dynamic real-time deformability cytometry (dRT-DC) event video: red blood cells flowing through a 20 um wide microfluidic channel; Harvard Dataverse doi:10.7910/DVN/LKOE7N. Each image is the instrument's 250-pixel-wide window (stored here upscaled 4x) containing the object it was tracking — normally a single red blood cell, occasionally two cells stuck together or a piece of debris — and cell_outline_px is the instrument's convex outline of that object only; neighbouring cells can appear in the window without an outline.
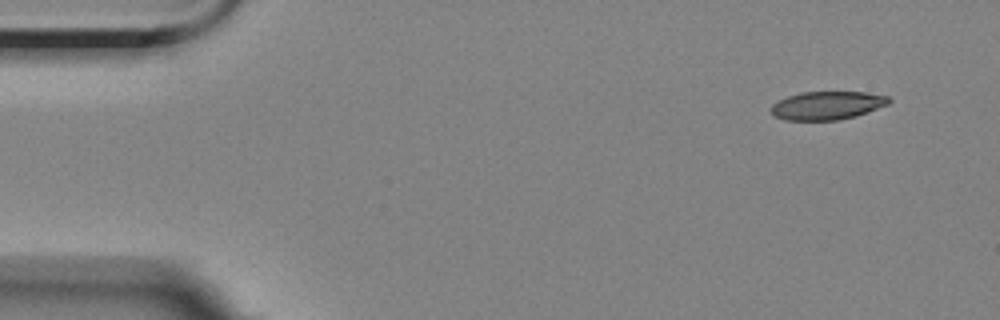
{"species": "Egyptian fruit bat (a non-hibernating species)", "species_latin": "Rousettus aegyptiacus", "temperature_condition": "room temperature", "stored_images_in_passage": 6, "camera_frame_rate_fps": 3000, "um_per_image_px": 0.085, "animal": {"sex": "female"}, "frame": {"image": 1, "passage_image": 1, "time_ms": 0.0, "image_size_px": [1000, 320], "cell_outline_px": [[892, 100], [888, 104], [856, 116], [840, 120], [784, 120], [772, 116], [772, 104], [776, 100], [800, 92], [864, 92], [888, 96]], "centroid_in_image_um": [70.28, 8.96], "position_along_channel_um": 14.7, "area_um2": 19.54}}
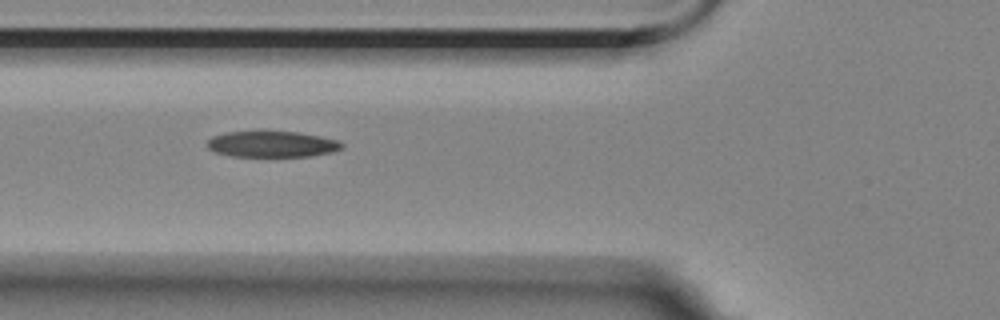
{"frame": {"image": 2, "passage_image": 3, "time_ms": 5.333, "image_size_px": [1000, 320], "cell_outline_px": [[344, 148], [332, 152], [312, 156], [232, 156], [216, 152], [208, 148], [208, 140], [212, 136], [224, 132], [260, 128], [264, 128], [300, 132], [340, 140], [344, 144]], "centroid_in_image_um": [23.13, 12.19], "position_along_channel_um": 102.7, "area_um2": 21.56}}
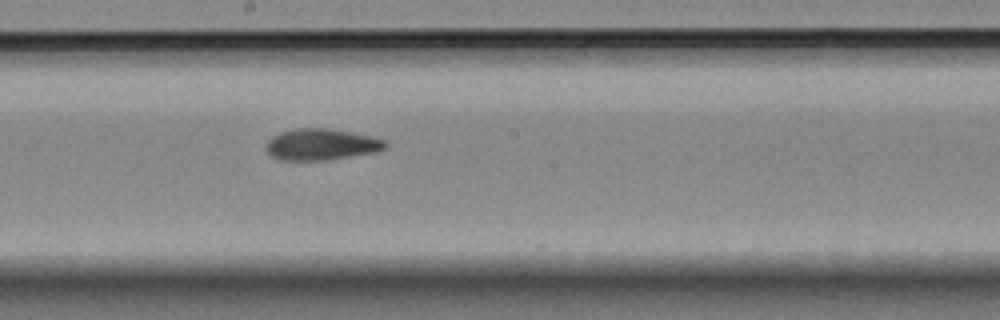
{"frame": {"image": 3, "passage_image": 6, "time_ms": 8.667, "image_size_px": [1000, 320], "cell_outline_px": [[388, 144], [384, 148], [376, 152], [324, 160], [280, 160], [272, 156], [264, 148], [268, 140], [272, 136], [280, 132], [300, 128], [328, 128], [372, 136], [384, 140]], "centroid_in_image_um": [27.28, 12.27], "position_along_channel_um": 220.9, "area_um2": 21.68}}